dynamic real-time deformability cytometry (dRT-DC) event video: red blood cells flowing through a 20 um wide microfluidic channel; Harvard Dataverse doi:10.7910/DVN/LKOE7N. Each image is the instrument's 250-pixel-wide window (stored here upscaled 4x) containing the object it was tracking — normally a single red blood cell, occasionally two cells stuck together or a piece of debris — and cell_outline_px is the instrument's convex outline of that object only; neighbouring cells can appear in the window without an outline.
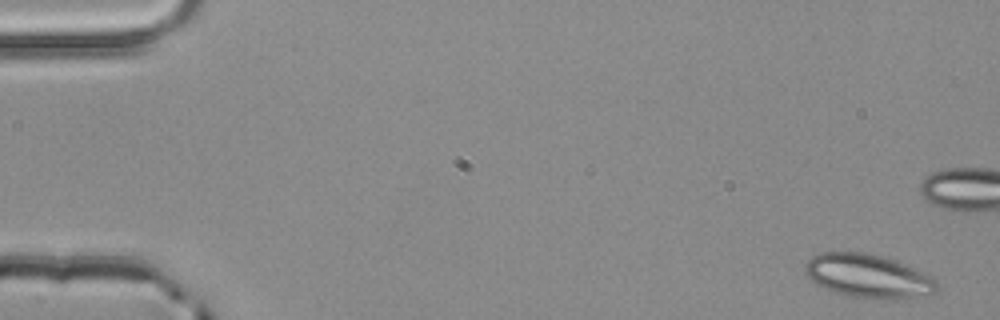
{"species": "common noctule bat (a hibernating species)", "species_latin": "Nyctalus noctula", "temperature_condition": "room temperature", "stored_images_in_passage": 4, "camera_frame_rate_fps": 3000, "um_per_image_px": 0.085, "animal": {"sex": "male", "body_mass_g": 20.4}, "frame": {"image": 1, "passage_image": 1, "time_ms": 0.0, "image_size_px": [1000, 320], "cell_outline_px": [[940, 284], [928, 296], [896, 300], [884, 300], [848, 296], [832, 292], [816, 284], [804, 272], [804, 264], [812, 256], [820, 252], [864, 252], [884, 256], [936, 276]], "centroid_in_image_um": [73.85, 23.48], "position_along_channel_um": 11.2, "area_um2": 34.39}}